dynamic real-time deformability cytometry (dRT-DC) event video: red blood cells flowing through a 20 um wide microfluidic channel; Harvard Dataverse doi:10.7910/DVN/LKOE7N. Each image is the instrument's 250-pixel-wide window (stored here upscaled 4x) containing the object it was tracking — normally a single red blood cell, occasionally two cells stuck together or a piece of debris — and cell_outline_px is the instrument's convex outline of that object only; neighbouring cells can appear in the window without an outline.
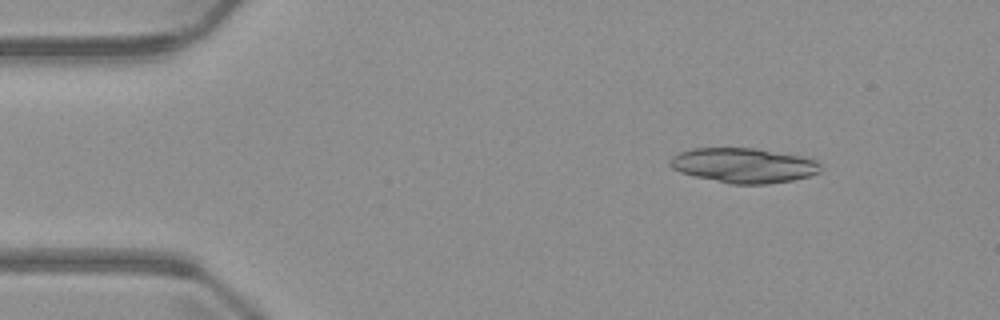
{"species": "common noctule bat (a hibernating species)", "species_latin": "Nyctalus noctula", "temperature_condition": "warm", "stored_images_in_passage": 6, "segment_of_instrument_passage": [1, 2], "camera_frame_rate_fps": 3000, "um_per_image_px": 0.085, "animal": {"sex": "male", "body_mass_g": 23.1, "forearm_length_mm": 52.7}, "frame": {"image": 1, "passage_image": 2, "time_ms": 1.333, "image_size_px": [1000, 320], "cell_outline_px": [[820, 172], [808, 176], [792, 180], [768, 184], [732, 184], [696, 176], [680, 172], [672, 168], [668, 164], [668, 160], [672, 156], [680, 152], [692, 148], [756, 148], [800, 156], [816, 160], [820, 164]], "centroid_in_image_um": [63.19, 14.05], "position_along_channel_um": 21.8, "area_um2": 30.46}}